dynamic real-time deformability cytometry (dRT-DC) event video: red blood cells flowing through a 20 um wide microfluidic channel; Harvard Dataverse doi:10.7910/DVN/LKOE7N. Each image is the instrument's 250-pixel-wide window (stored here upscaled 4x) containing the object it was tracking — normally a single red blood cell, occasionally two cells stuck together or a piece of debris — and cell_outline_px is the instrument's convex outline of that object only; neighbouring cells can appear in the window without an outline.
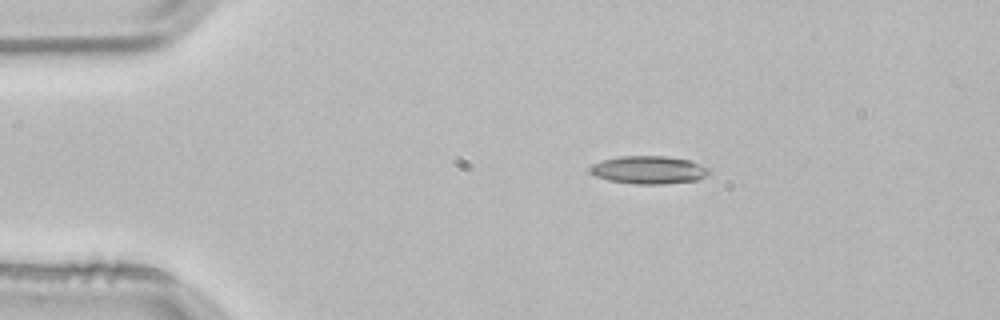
{"species": "common noctule bat (a hibernating species)", "species_latin": "Nyctalus noctula", "temperature_condition": "room temperature", "stored_images_in_passage": 5, "camera_frame_rate_fps": 3000, "um_per_image_px": 0.085, "animal": {"sex": "male", "body_mass_g": 21.5, "forearm_length_mm": 52.0}, "frame": {"image": 1, "passage_image": 5, "time_ms": 1.333, "image_size_px": [1000, 320], "cell_outline_px": [[708, 172], [704, 176], [696, 180], [664, 184], [632, 184], [608, 180], [596, 176], [588, 168], [592, 164], [604, 160], [620, 156], [664, 156], [688, 160], [700, 164], [708, 168]], "centroid_in_image_um": [55.11, 14.44], "position_along_channel_um": 29.9, "area_um2": 19.13}}